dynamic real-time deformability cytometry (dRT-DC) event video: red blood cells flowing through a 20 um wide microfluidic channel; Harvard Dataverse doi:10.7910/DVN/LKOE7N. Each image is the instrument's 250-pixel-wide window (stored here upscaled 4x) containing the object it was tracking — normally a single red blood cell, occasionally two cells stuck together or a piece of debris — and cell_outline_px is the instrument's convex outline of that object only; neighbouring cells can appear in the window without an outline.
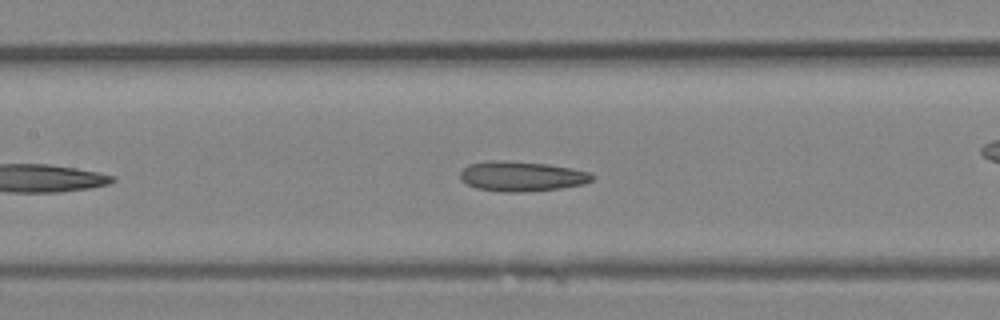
{"species": "Egyptian fruit bat (a non-hibernating species)", "species_latin": "Rousettus aegyptiacus", "temperature_condition": "room temperature", "stored_images_in_passage": 14, "camera_frame_rate_fps": 3000, "um_per_image_px": 0.085, "animal": {"sex": "female"}, "frame": {"image": 1, "passage_image": 8, "time_ms": 2.333, "image_size_px": [1000, 320], "cell_outline_px": [[596, 176], [592, 180], [584, 184], [560, 188], [524, 192], [504, 192], [476, 188], [460, 180], [460, 172], [468, 164], [488, 160], [504, 160], [548, 164], [572, 168], [592, 172]], "centroid_in_image_um": [44.36, 14.97], "position_along_channel_um": 163.0, "area_um2": 23.29}}
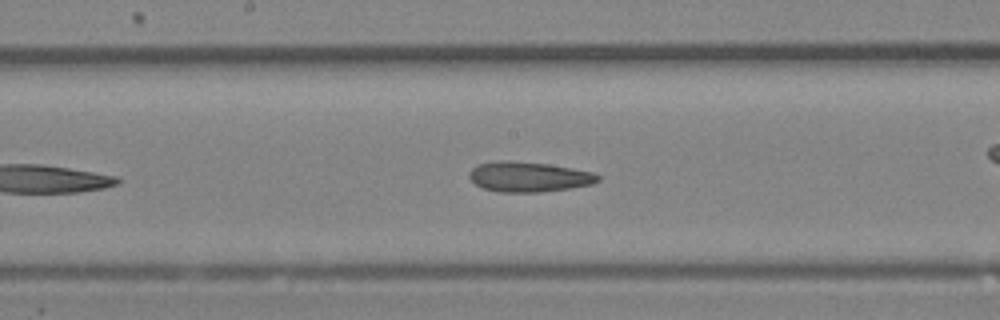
{"frame": {"image": 2, "passage_image": 10, "time_ms": 3.0, "image_size_px": [1000, 320], "cell_outline_px": [[600, 180], [592, 184], [572, 188], [540, 192], [500, 192], [484, 188], [476, 184], [468, 176], [468, 172], [476, 164], [492, 160], [508, 160], [548, 164], [572, 168], [592, 172], [600, 176]], "centroid_in_image_um": [44.92, 15.02], "position_along_channel_um": 203.3, "area_um2": 22.77}}
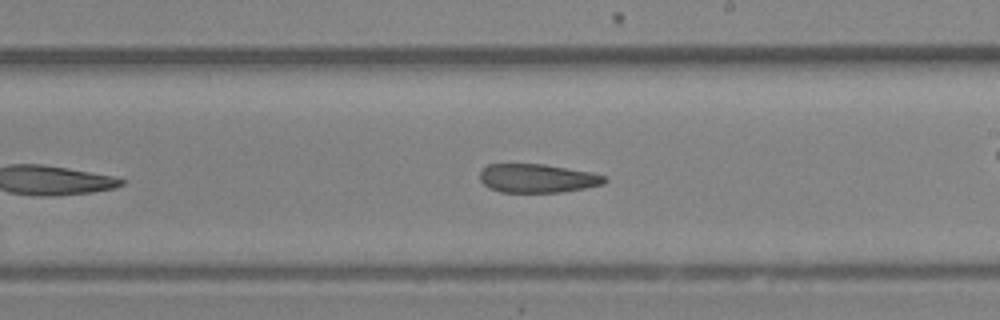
{"frame": {"image": 3, "passage_image": 12, "time_ms": 3.667, "image_size_px": [1000, 320], "cell_outline_px": [[608, 180], [604, 184], [584, 188], [560, 192], [500, 192], [488, 188], [480, 180], [480, 172], [488, 164], [544, 164], [592, 172], [608, 176]], "centroid_in_image_um": [45.71, 15.15], "position_along_channel_um": 243.3, "area_um2": 20.98}}